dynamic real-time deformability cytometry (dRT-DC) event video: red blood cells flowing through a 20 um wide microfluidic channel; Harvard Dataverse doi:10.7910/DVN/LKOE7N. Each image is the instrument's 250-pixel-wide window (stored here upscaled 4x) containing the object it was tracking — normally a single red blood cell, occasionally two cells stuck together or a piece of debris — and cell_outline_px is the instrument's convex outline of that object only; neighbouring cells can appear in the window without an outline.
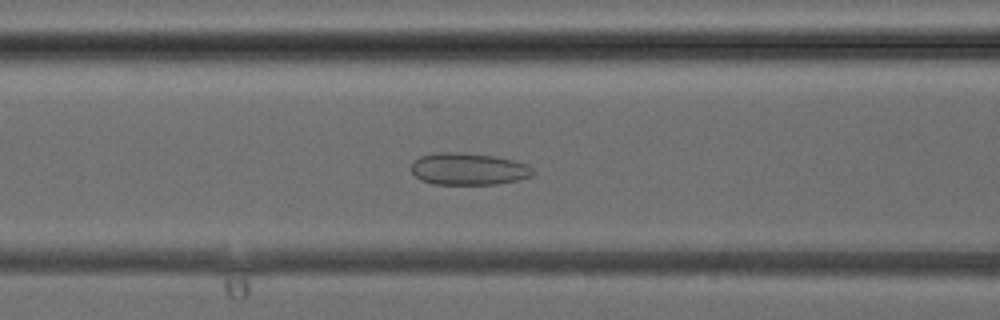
{"species": "common noctule bat (a hibernating species)", "species_latin": "Nyctalus noctula", "temperature_condition": "cold", "stored_images_in_passage": 37, "camera_frame_rate_fps": 3000, "um_per_image_px": 0.085, "animal": {"sex": "female", "body_mass_g": 24.6, "forearm_length_mm": 56.2}, "frame": {"image": 1, "passage_image": 14, "time_ms": 4.333, "image_size_px": [1000, 320], "cell_outline_px": [[532, 176], [516, 180], [496, 184], [432, 184], [420, 180], [412, 172], [412, 164], [420, 156], [440, 152], [456, 152], [492, 156], [512, 160], [528, 164], [532, 168]], "centroid_in_image_um": [39.8, 14.37], "position_along_channel_um": 126.8, "area_um2": 22.43}}
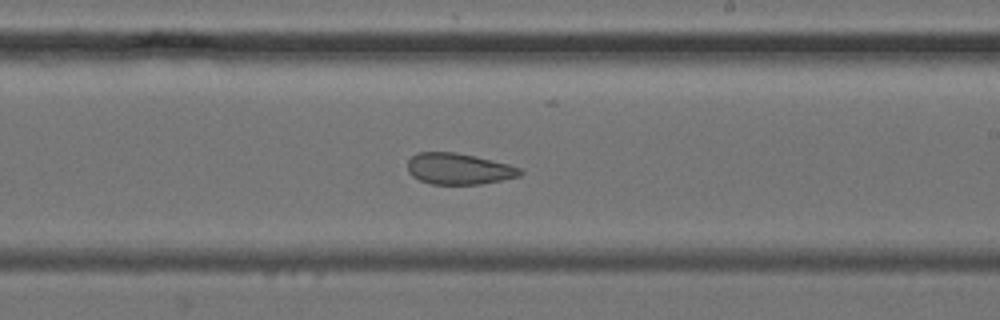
{"frame": {"image": 2, "passage_image": 21, "time_ms": 6.667, "image_size_px": [1000, 320], "cell_outline_px": [[524, 172], [520, 176], [480, 184], [432, 184], [420, 180], [412, 176], [408, 172], [408, 160], [416, 152], [456, 152], [476, 156], [508, 164], [520, 168]], "centroid_in_image_um": [38.98, 14.34], "position_along_channel_um": 250.0, "area_um2": 20.46}}
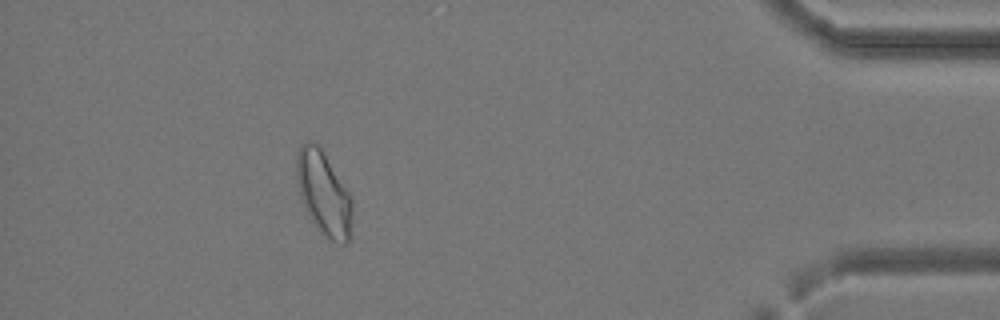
{"frame": {"image": 3, "passage_image": 33, "time_ms": 10.667, "image_size_px": [1000, 320], "cell_outline_px": [[352, 216], [348, 244], [344, 244], [332, 240], [316, 228], [300, 196], [296, 180], [296, 156], [300, 144], [308, 140], [312, 140], [320, 144], [348, 192], [352, 200]], "centroid_in_image_um": [27.49, 16.36], "position_along_channel_um": 407.7, "area_um2": 27.22}}